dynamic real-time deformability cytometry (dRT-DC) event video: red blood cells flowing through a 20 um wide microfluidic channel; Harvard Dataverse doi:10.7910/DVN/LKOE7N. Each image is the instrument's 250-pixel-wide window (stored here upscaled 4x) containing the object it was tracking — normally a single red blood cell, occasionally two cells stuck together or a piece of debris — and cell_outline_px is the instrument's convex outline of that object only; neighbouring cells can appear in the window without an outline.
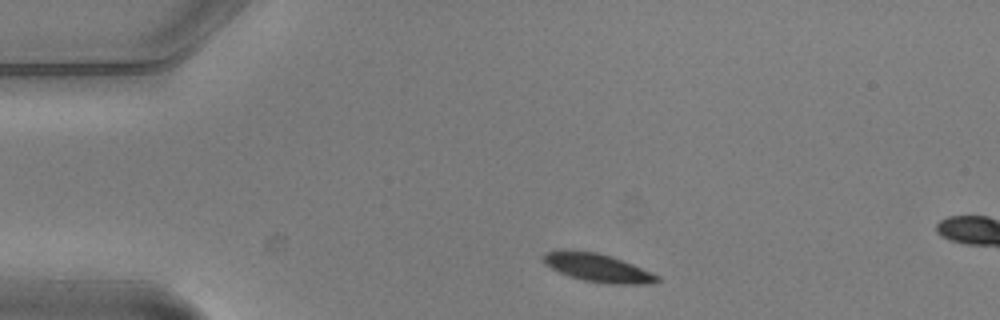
{"species": "common noctule bat (a hibernating species)", "species_latin": "Nyctalus noctula", "temperature_condition": "warm", "stored_images_in_passage": 3, "segment_of_instrument_passage": [1, 2], "camera_frame_rate_fps": 3000, "um_per_image_px": 0.085, "animal": {"sex": "male", "body_mass_g": 20.5, "forearm_length_mm": 52.5}, "frame": {"image": 1, "passage_image": 1, "time_ms": 0.0, "image_size_px": [1000, 320], "cell_outline_px": [[660, 280], [652, 284], [608, 284], [584, 280], [560, 272], [544, 264], [540, 256], [544, 252], [560, 248], [596, 252], [612, 256], [652, 272], [660, 276]], "centroid_in_image_um": [50.76, 22.73], "position_along_channel_um": 34.2, "area_um2": 19.07}}